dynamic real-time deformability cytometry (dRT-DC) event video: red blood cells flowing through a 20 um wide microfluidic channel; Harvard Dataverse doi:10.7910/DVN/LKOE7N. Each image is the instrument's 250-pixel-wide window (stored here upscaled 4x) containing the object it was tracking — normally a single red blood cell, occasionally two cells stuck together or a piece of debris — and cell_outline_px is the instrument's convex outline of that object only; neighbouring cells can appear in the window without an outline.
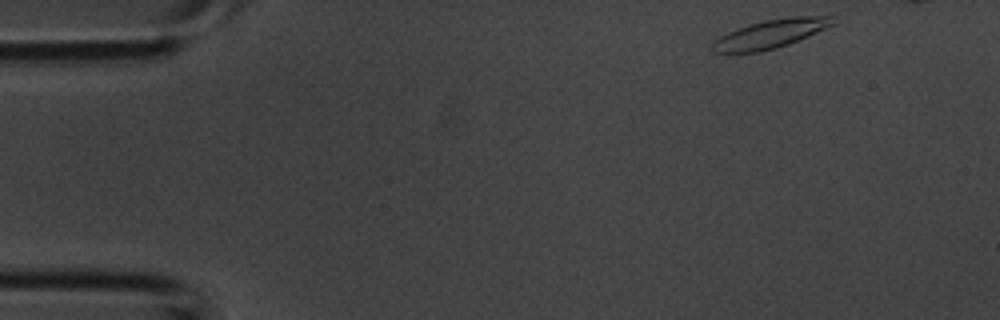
{"species": "common noctule bat (a hibernating species)", "species_latin": "Nyctalus noctula", "temperature_condition": "room temperature", "stored_images_in_passage": 4, "camera_frame_rate_fps": 3000, "um_per_image_px": 0.085, "animal": {"sex": "male", "body_mass_g": 20.1, "forearm_length_mm": 53.5}, "frame": {"image": 1, "passage_image": 1, "time_ms": 0.0, "image_size_px": [1000, 320], "cell_outline_px": [[836, 24], [788, 44], [776, 48], [760, 52], [712, 52], [708, 48], [720, 36], [728, 32], [748, 24], [764, 20], [792, 16], [832, 16]], "centroid_in_image_um": [65.48, 2.87], "position_along_channel_um": 19.5, "area_um2": 20.0}}
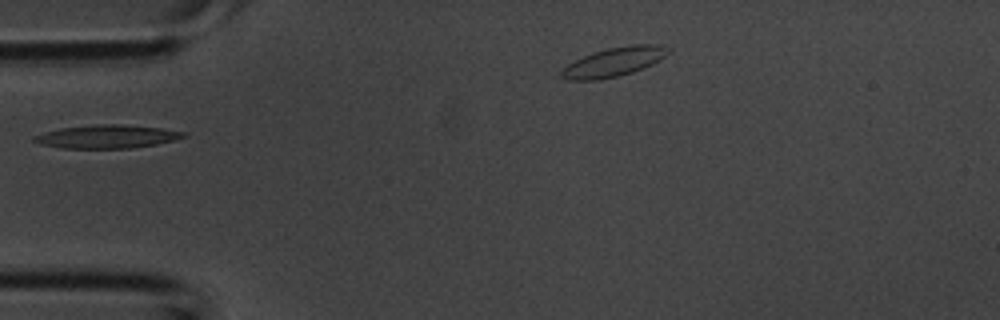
{"frame": {"image": 2, "passage_image": 3, "time_ms": 0.667, "image_size_px": [1000, 320], "cell_outline_px": [[184, 136], [172, 140], [156, 144], [128, 148], [60, 148], [40, 144], [32, 140], [32, 136], [44, 132], [60, 128], [100, 124], [120, 124], [160, 128], [184, 132]], "centroid_in_image_um": [9.0, 11.61], "position_along_channel_um": 76.0, "area_um2": 20.0}}